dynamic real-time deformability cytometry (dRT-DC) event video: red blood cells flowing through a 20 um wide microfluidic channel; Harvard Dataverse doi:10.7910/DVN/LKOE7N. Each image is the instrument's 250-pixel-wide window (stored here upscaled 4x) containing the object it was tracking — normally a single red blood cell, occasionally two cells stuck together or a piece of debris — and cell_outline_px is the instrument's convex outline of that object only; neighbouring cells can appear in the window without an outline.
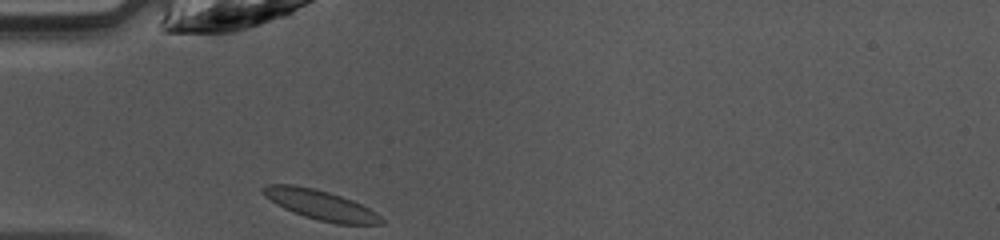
{"species": "common noctule bat (a hibernating species)", "species_latin": "Nyctalus noctula", "temperature_condition": "warm", "stored_images_in_passage": 27, "camera_frame_rate_fps": 3000, "um_per_image_px": 0.085, "animal": {"sex": "female", "body_mass_g": 10.0, "forearm_length_mm": 53.1}, "frame": {"image": 1, "passage_image": 1, "time_ms": 0.0, "image_size_px": [1000, 240], "cell_outline_px": [[384, 224], [336, 224], [304, 216], [292, 212], [276, 204], [264, 196], [260, 192], [260, 188], [268, 184], [292, 184], [312, 188], [328, 192], [352, 200], [376, 212], [384, 220]], "centroid_in_image_um": [27.21, 17.41], "position_along_channel_um": 57.8, "area_um2": 20.4}}
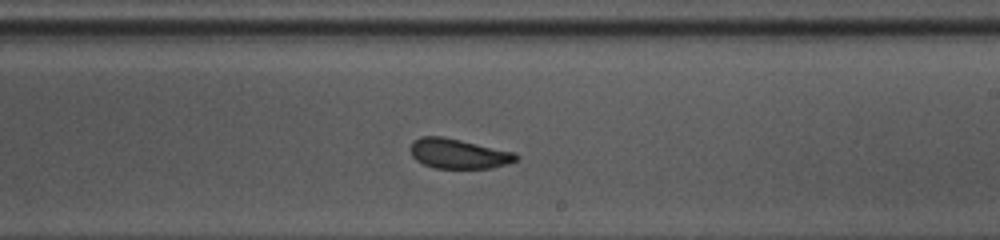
{"frame": {"image": 2, "passage_image": 15, "time_ms": 4.667, "image_size_px": [1000, 240], "cell_outline_px": [[520, 156], [516, 160], [492, 168], [436, 168], [424, 164], [416, 160], [412, 156], [408, 148], [412, 140], [420, 136], [444, 136], [516, 152]], "centroid_in_image_um": [38.93, 13.04], "position_along_channel_um": 250.1, "area_um2": 18.61}}
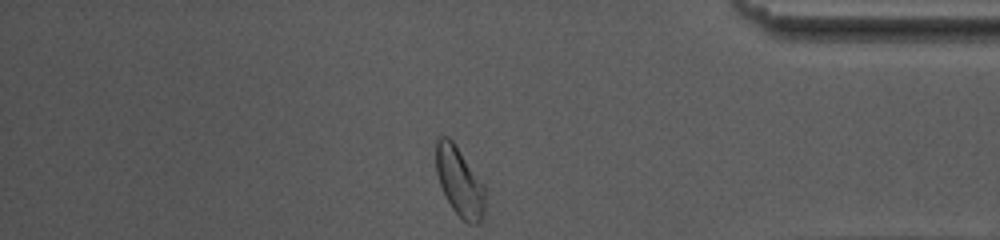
{"frame": {"image": 3, "passage_image": 27, "time_ms": 8.667, "image_size_px": [1000, 240], "cell_outline_px": [[484, 216], [480, 224], [468, 224], [452, 208], [440, 184], [436, 172], [436, 136], [448, 136], [452, 140], [484, 184]], "centroid_in_image_um": [39.06, 15.43], "position_along_channel_um": 396.1, "area_um2": 19.65}, "authors_computed_cell_mechanics": {"area_um2": 18.7272, "velocity_mm_per_s": 4.2206, "shape_relaxation_time_tau1_ms": 4.2515, "shape_relaxation_time_tau2_ms": 1.0143, "deformation_change_tau1": 0.128, "deformation_change_tau2": 0.0671}}